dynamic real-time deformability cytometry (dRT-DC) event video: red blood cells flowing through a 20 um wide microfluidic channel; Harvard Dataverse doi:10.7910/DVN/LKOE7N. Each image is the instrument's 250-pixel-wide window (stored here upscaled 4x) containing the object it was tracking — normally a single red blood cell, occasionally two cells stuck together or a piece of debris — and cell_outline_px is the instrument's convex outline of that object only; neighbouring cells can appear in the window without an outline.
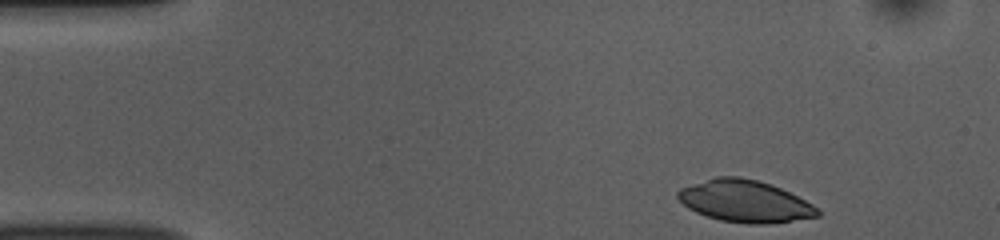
{"species": "common noctule bat (a hibernating species)", "species_latin": "Nyctalus noctula", "temperature_condition": "room temperature", "stored_images_in_passage": 47, "camera_frame_rate_fps": 3000, "um_per_image_px": 0.085, "animal": {"sex": "female", "body_mass_g": 10.0, "forearm_length_mm": 53.1}, "frame": {"image": 1, "passage_image": 1, "time_ms": 0.0, "image_size_px": [1000, 240], "cell_outline_px": [[820, 216], [764, 224], [748, 224], [720, 220], [696, 212], [688, 208], [676, 196], [676, 192], [680, 188], [716, 176], [740, 176], [772, 184], [812, 204], [820, 212]], "centroid_in_image_um": [63.28, 17.09], "position_along_channel_um": 21.7, "area_um2": 33.87}}